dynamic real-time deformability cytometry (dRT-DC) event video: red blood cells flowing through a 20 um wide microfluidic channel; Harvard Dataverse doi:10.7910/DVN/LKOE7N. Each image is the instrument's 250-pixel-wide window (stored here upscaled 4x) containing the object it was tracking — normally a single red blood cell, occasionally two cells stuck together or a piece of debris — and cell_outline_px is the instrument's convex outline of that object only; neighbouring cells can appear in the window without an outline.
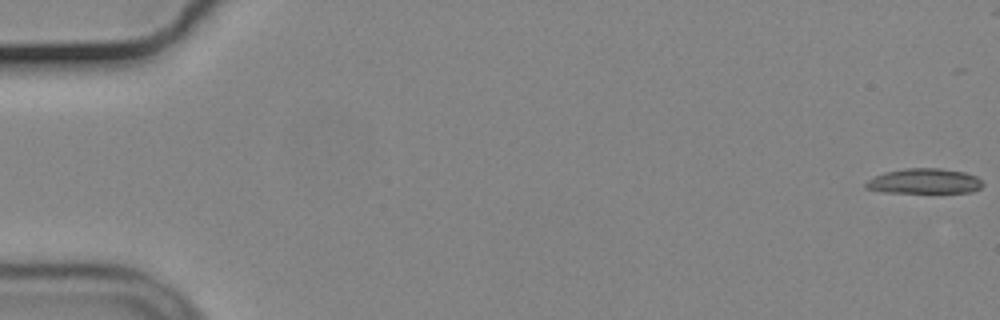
{"species": "common noctule bat (a hibernating species)", "species_latin": "Nyctalus noctula", "temperature_condition": "cold", "stored_images_in_passage": 20, "camera_frame_rate_fps": 3000, "um_per_image_px": 0.085, "animal": {"sex": "male", "body_mass_g": 19.2, "forearm_length_mm": 51.8}, "frame": {"image": 1, "passage_image": 1, "time_ms": 0.0, "image_size_px": [1000, 320], "cell_outline_px": [[984, 184], [980, 188], [972, 192], [884, 192], [864, 188], [864, 184], [868, 180], [884, 172], [904, 168], [940, 168], [964, 172], [976, 176]], "centroid_in_image_um": [78.56, 15.39], "position_along_channel_um": 6.4, "area_um2": 17.05}}
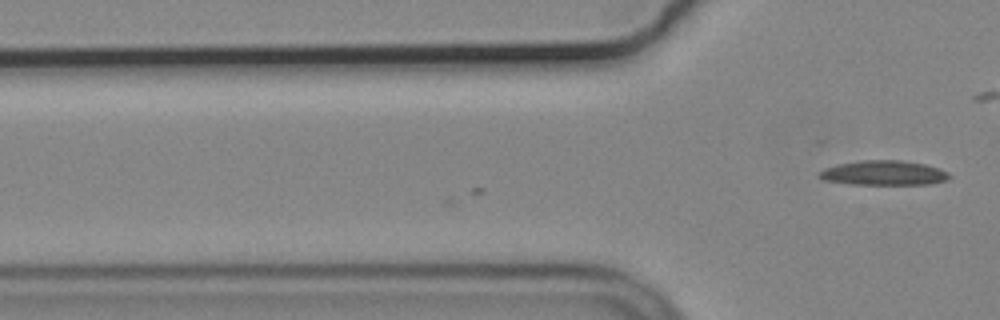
{"frame": {"image": 2, "passage_image": 20, "time_ms": 6.333, "image_size_px": [1000, 320], "cell_outline_px": [[952, 176], [948, 180], [928, 184], [852, 184], [824, 180], [816, 176], [824, 168], [840, 164], [864, 160], [900, 160], [924, 164], [940, 168], [948, 172]], "centroid_in_image_um": [75.15, 14.7], "position_along_channel_um": 50.7, "area_um2": 18.61}}